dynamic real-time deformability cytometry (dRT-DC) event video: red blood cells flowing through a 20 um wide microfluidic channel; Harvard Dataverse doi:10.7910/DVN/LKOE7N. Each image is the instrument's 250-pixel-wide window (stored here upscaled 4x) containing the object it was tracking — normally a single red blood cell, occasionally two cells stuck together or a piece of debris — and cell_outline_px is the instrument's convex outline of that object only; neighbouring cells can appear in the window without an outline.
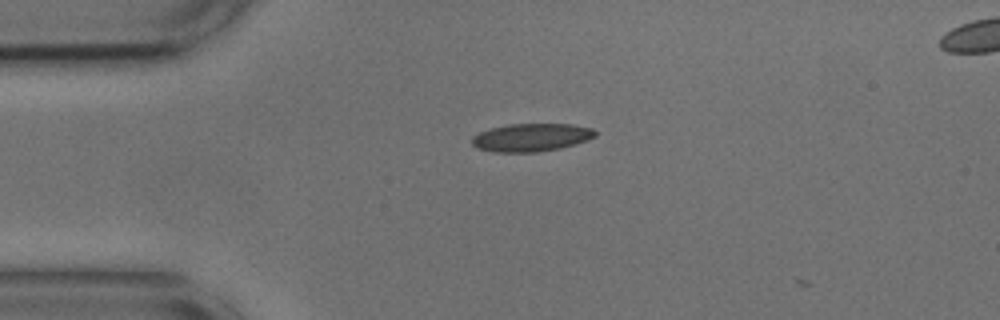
{"species": "common noctule bat (a hibernating species)", "species_latin": "Nyctalus noctula", "temperature_condition": "cold", "stored_images_in_passage": 2, "camera_frame_rate_fps": 3000, "um_per_image_px": 0.085, "animal": {"sex": "male", "body_mass_g": 17.9, "forearm_length_mm": 54.2}, "frame": {"image": 1, "passage_image": 1, "time_ms": 0.0, "image_size_px": [1000, 320], "cell_outline_px": [[596, 136], [588, 140], [576, 144], [560, 148], [536, 152], [492, 152], [476, 148], [472, 144], [472, 136], [480, 132], [492, 128], [508, 124], [572, 124], [592, 128], [596, 132]], "centroid_in_image_um": [45.16, 11.68], "position_along_channel_um": 39.8, "area_um2": 20.17}}